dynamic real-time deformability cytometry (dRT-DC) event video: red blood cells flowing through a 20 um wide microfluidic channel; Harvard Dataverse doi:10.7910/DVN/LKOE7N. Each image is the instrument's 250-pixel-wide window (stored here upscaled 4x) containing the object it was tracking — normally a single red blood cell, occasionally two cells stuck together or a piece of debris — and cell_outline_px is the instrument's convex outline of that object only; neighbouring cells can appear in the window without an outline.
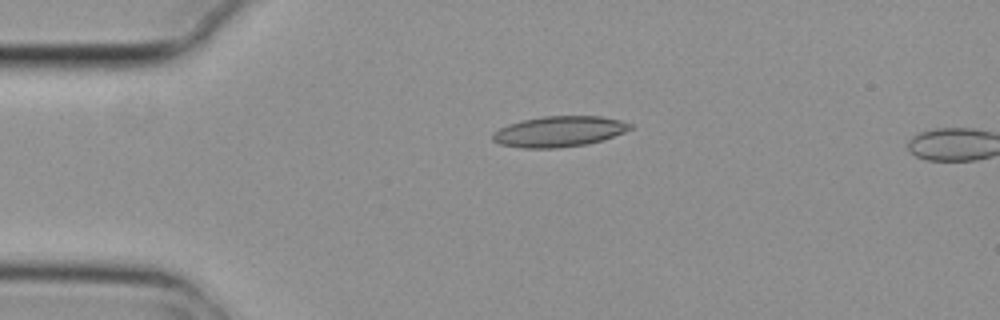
{"species": "common noctule bat (a hibernating species)", "species_latin": "Nyctalus noctula", "temperature_condition": "cold", "stored_images_in_passage": 2, "camera_frame_rate_fps": 3000, "um_per_image_px": 0.085, "animal": {"sex": "female", "body_mass_g": 29.2, "forearm_length_mm": 56.3}, "frame": {"image": 1, "passage_image": 1, "time_ms": 0.0, "image_size_px": [1000, 320], "cell_outline_px": [[632, 128], [624, 132], [604, 140], [588, 144], [556, 148], [520, 148], [500, 144], [492, 140], [492, 132], [508, 124], [524, 120], [544, 116], [600, 116], [620, 120], [632, 124]], "centroid_in_image_um": [47.52, 11.18], "position_along_channel_um": 37.5, "area_um2": 24.62}}